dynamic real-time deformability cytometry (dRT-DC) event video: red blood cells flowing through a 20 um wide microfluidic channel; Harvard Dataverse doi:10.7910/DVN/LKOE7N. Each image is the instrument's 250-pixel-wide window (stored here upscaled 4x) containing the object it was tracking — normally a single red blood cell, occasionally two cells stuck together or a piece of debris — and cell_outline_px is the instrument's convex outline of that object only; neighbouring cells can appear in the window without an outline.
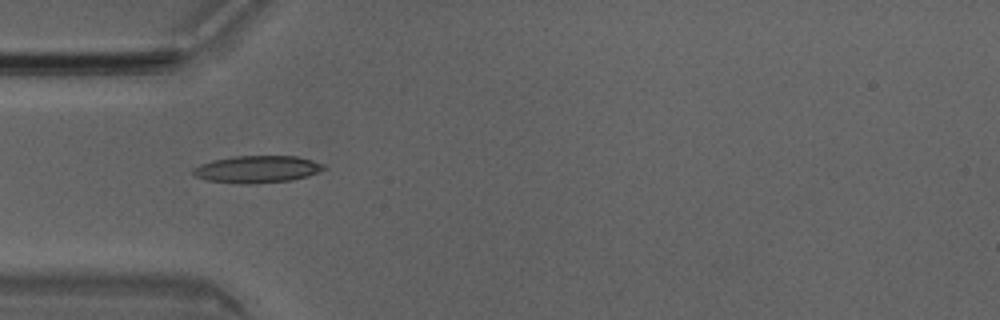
{"species": "Egyptian fruit bat (a non-hibernating species)", "species_latin": "Rousettus aegyptiacus", "temperature_condition": "room temperature", "stored_images_in_passage": 37, "camera_frame_rate_fps": 3000, "um_per_image_px": 0.085, "animal": {"sex": "male"}, "frame": {"image": 1, "passage_image": 2, "time_ms": 0.333, "image_size_px": [1000, 320], "cell_outline_px": [[328, 168], [320, 172], [308, 176], [292, 180], [248, 184], [244, 184], [208, 180], [196, 176], [192, 172], [192, 168], [200, 164], [212, 160], [232, 156], [296, 156], [312, 160], [324, 164]], "centroid_in_image_um": [21.89, 14.38], "position_along_channel_um": 63.1, "area_um2": 20.75}}
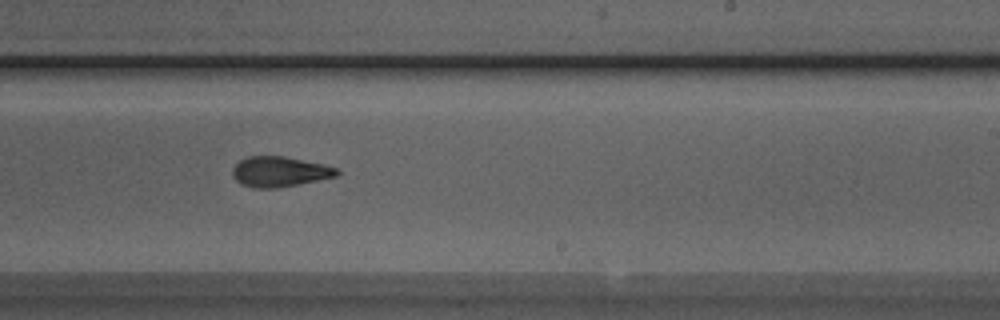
{"frame": {"image": 2, "passage_image": 17, "time_ms": 5.333, "image_size_px": [1000, 320], "cell_outline_px": [[340, 172], [336, 176], [276, 188], [252, 188], [240, 184], [232, 176], [232, 168], [240, 160], [248, 156], [284, 156], [324, 164], [336, 168]], "centroid_in_image_um": [23.72, 14.59], "position_along_channel_um": 265.3, "area_um2": 18.32}}
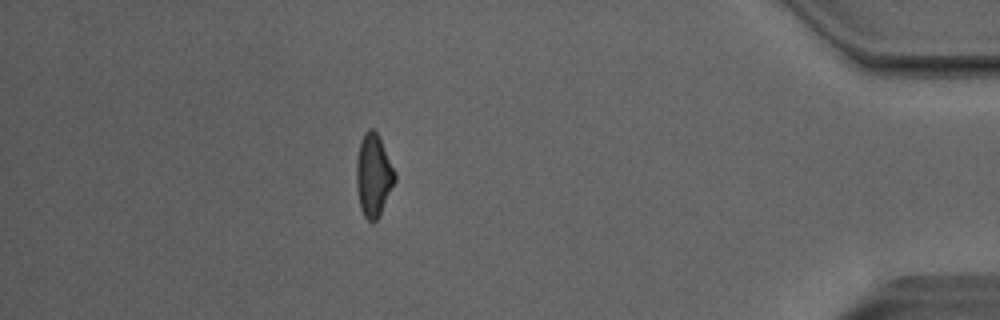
{"frame": {"image": 3, "passage_image": 31, "time_ms": 10.0, "image_size_px": [1000, 320], "cell_outline_px": [[396, 180], [376, 220], [372, 224], [364, 216], [360, 208], [356, 184], [356, 160], [360, 140], [364, 132], [368, 128], [372, 128], [376, 132], [396, 172]], "centroid_in_image_um": [31.72, 14.89], "position_along_channel_um": 403.5, "area_um2": 18.38}, "authors_computed_cell_mechanics": {"area_um2": 18.3804, "velocity_mm_per_s": 4.053, "shape_relaxation_time_tau1_ms": 6.5579, "shape_relaxation_time_tau2_ms": 3.2526, "deformation_change_tau1": 0.2175, "deformation_change_tau2": 0.1116}}